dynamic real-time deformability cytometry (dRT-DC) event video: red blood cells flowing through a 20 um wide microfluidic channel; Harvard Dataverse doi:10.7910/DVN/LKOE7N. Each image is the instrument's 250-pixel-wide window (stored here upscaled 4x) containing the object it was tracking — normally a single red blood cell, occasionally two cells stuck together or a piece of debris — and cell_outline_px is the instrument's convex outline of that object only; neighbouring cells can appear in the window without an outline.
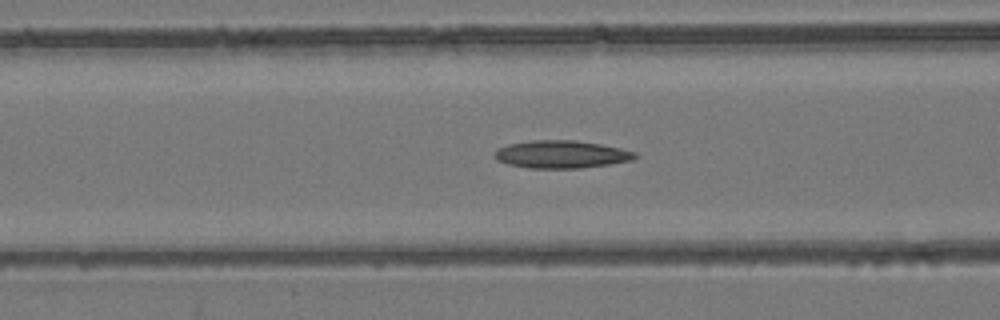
{"species": "common noctule bat (a hibernating species)", "species_latin": "Nyctalus noctula", "temperature_condition": "room temperature", "stored_images_in_passage": 54, "camera_frame_rate_fps": 3000, "um_per_image_px": 0.085, "animal": {"sex": "female", "body_mass_g": 24.6, "forearm_length_mm": 56.2}, "frame": {"image": 1, "passage_image": 22, "time_ms": 7.0, "image_size_px": [1000, 320], "cell_outline_px": [[640, 156], [632, 160], [608, 164], [580, 168], [528, 168], [508, 164], [496, 160], [492, 156], [496, 148], [508, 144], [532, 140], [572, 140], [600, 144], [620, 148], [636, 152]], "centroid_in_image_um": [47.67, 13.12], "position_along_channel_um": 118.9, "area_um2": 22.77}}
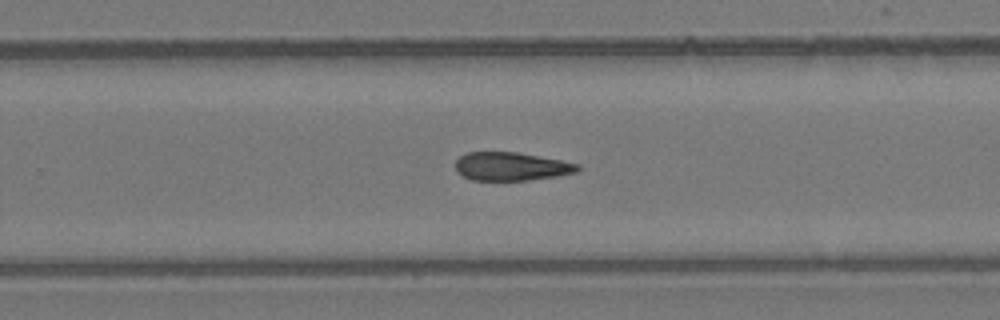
{"frame": {"image": 2, "passage_image": 35, "time_ms": 11.333, "image_size_px": [1000, 320], "cell_outline_px": [[580, 168], [576, 172], [556, 176], [528, 180], [472, 180], [456, 172], [456, 160], [460, 156], [468, 152], [516, 152], [560, 160], [580, 164]], "centroid_in_image_um": [43.44, 14.15], "position_along_channel_um": 286.4, "area_um2": 20.06}}
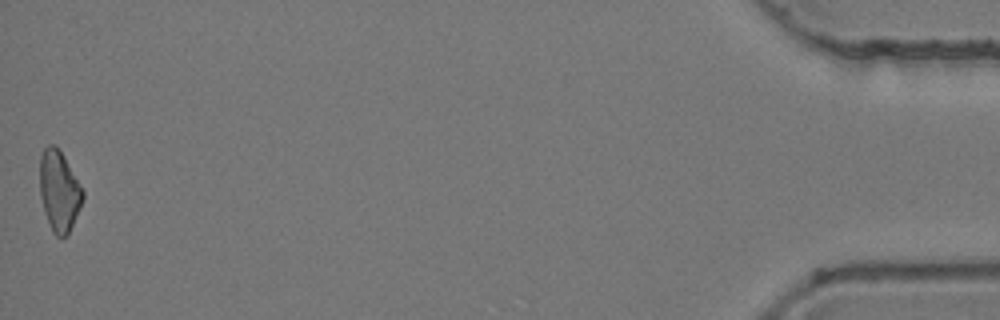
{"frame": {"image": 3, "passage_image": 54, "time_ms": 17.667, "image_size_px": [1000, 320], "cell_outline_px": [[84, 196], [68, 236], [56, 236], [52, 232], [44, 212], [40, 196], [40, 156], [44, 148], [48, 144], [52, 144], [60, 152], [84, 192]], "centroid_in_image_um": [5.0, 16.28], "position_along_channel_um": 430.2, "area_um2": 19.77}}